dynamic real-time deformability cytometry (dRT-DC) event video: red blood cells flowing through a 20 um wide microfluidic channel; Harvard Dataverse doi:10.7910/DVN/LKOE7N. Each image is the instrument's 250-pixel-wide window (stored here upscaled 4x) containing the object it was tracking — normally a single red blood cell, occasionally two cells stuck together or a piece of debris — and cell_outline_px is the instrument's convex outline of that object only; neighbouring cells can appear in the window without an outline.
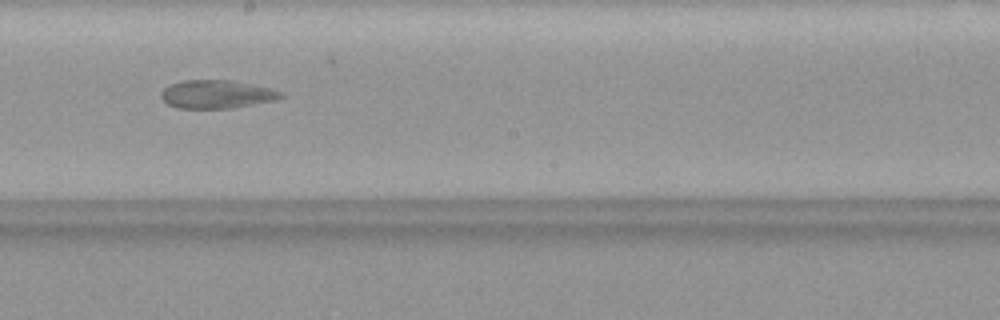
{"species": "common noctule bat (a hibernating species)", "species_latin": "Nyctalus noctula", "temperature_condition": "warm", "stored_images_in_passage": 40, "camera_frame_rate_fps": 3000, "um_per_image_px": 0.085, "animal": {"sex": "female", "body_mass_g": 19.9}, "frame": {"image": 1, "passage_image": 20, "time_ms": 6.333, "image_size_px": [1000, 320], "cell_outline_px": [[284, 96], [276, 100], [228, 108], [176, 108], [168, 104], [160, 96], [160, 92], [168, 84], [184, 80], [228, 80], [268, 88], [284, 92]], "centroid_in_image_um": [18.37, 8.01], "position_along_channel_um": 229.8, "area_um2": 19.54}}
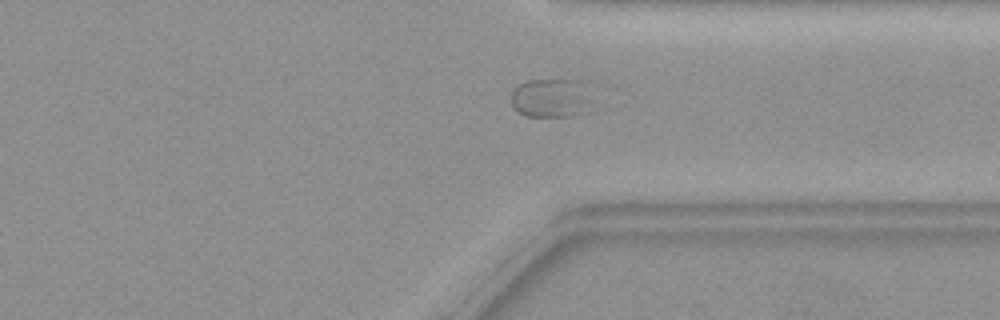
{"frame": {"image": 2, "passage_image": 29, "time_ms": 9.333, "image_size_px": [1000, 320], "cell_outline_px": [[588, 112], [576, 116], [524, 116], [516, 112], [512, 108], [512, 88], [516, 84], [524, 80], [584, 80], [588, 84]], "centroid_in_image_um": [46.8, 8.32], "position_along_channel_um": 364.6, "area_um2": 18.96}}
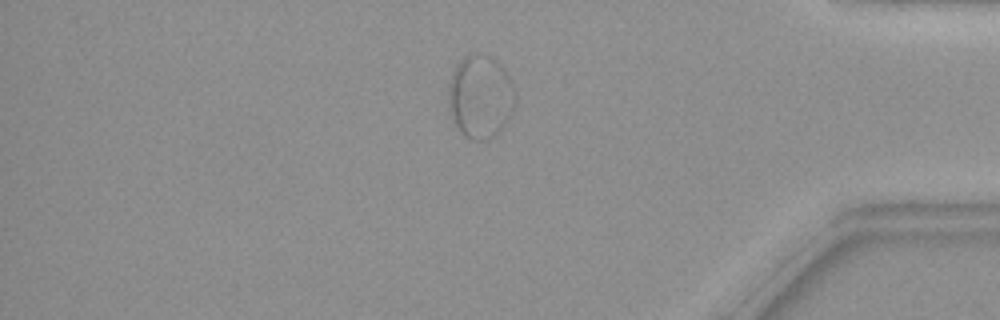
{"frame": {"image": 3, "passage_image": 33, "time_ms": 10.667, "image_size_px": [1000, 320], "cell_outline_px": [[508, 120], [496, 136], [488, 140], [472, 140], [464, 136], [460, 132], [452, 116], [448, 100], [448, 84], [452, 72], [456, 64], [464, 56], [472, 56], [508, 116]], "centroid_in_image_um": [40.32, 8.7], "position_along_channel_um": 394.9, "area_um2": 24.1}}